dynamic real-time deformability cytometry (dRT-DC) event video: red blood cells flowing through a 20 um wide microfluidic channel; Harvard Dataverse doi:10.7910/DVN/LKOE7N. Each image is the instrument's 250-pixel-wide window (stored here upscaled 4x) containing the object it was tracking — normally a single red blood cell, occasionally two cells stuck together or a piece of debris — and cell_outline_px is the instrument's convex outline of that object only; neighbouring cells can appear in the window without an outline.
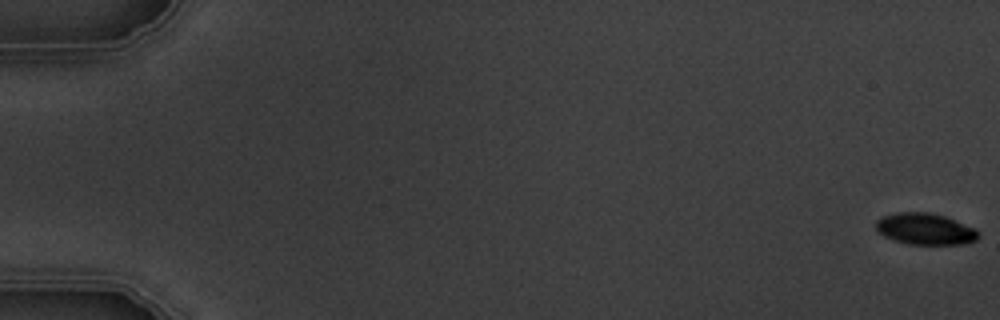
{"species": "common noctule bat (a hibernating species)", "species_latin": "Nyctalus noctula", "temperature_condition": "warm", "stored_images_in_passage": 5, "camera_frame_rate_fps": 3000, "um_per_image_px": 0.085, "animal": {"sex": "male", "body_mass_g": 19.5, "forearm_length_mm": 54.6}, "frame": {"image": 1, "passage_image": 1, "time_ms": 0.0, "image_size_px": [1000, 320], "cell_outline_px": [[980, 236], [976, 240], [964, 244], [908, 244], [884, 236], [876, 228], [876, 220], [884, 216], [896, 212], [928, 212], [944, 216], [976, 228], [980, 232]], "centroid_in_image_um": [78.68, 19.46], "position_along_channel_um": 6.3, "area_um2": 18.73}}
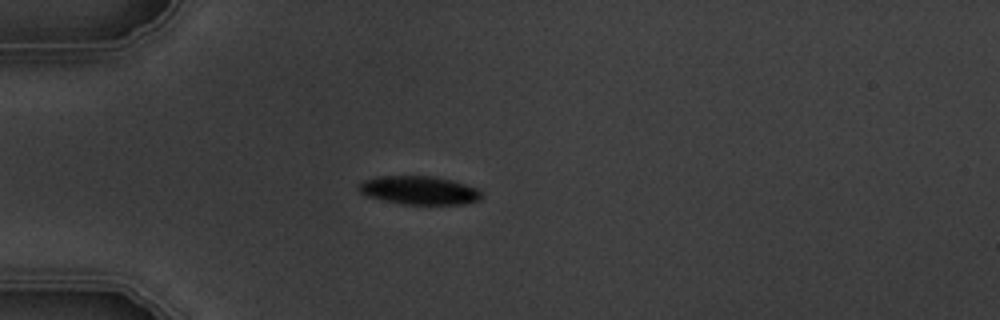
{"frame": {"image": 2, "passage_image": 5, "time_ms": 5.333, "image_size_px": [1000, 320], "cell_outline_px": [[480, 200], [464, 204], [400, 204], [368, 196], [360, 192], [356, 188], [364, 180], [376, 176], [436, 176], [452, 180], [476, 188], [480, 192]], "centroid_in_image_um": [35.6, 16.17], "position_along_channel_um": 49.4, "area_um2": 20.29}}